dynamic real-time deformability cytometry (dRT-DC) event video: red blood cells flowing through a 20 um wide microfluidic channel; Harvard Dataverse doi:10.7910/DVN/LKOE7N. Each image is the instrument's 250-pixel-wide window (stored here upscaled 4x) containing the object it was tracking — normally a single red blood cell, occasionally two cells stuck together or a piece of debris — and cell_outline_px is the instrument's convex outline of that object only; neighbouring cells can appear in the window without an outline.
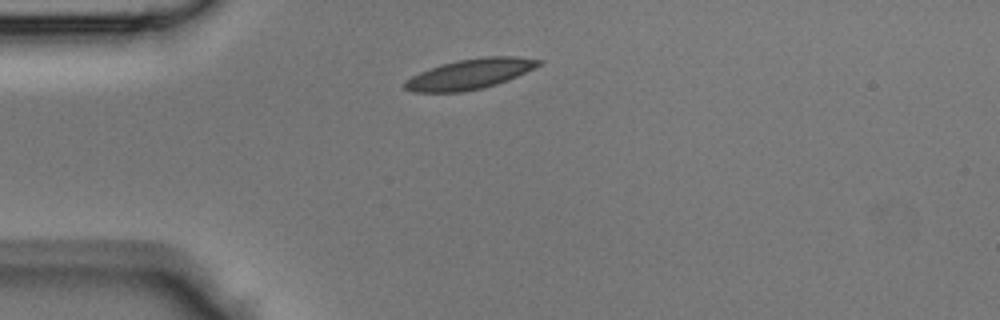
{"species": "Egyptian fruit bat (a non-hibernating species)", "species_latin": "Rousettus aegyptiacus", "temperature_condition": "room temperature", "stored_images_in_passage": 33, "camera_frame_rate_fps": 3000, "um_per_image_px": 0.085, "animal": {"sex": "male"}, "frame": {"image": 1, "passage_image": 1, "time_ms": 0.0, "image_size_px": [1000, 320], "cell_outline_px": [[544, 60], [540, 64], [516, 76], [496, 84], [484, 88], [464, 92], [412, 92], [404, 88], [404, 84], [412, 76], [420, 72], [440, 64], [456, 60], [484, 56], [516, 56]], "centroid_in_image_um": [39.93, 6.28], "position_along_channel_um": 45.1, "area_um2": 23.41}}
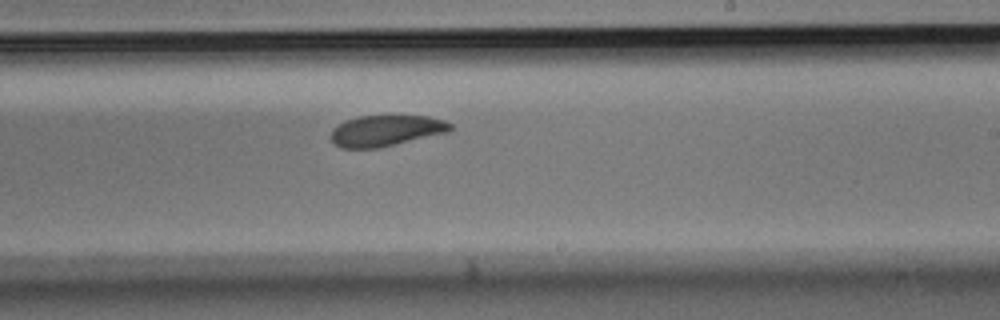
{"frame": {"image": 2, "passage_image": 16, "time_ms": 5.0, "image_size_px": [1000, 320], "cell_outline_px": [[452, 128], [448, 132], [380, 148], [340, 148], [328, 136], [332, 128], [356, 116], [428, 116], [444, 120], [452, 124]], "centroid_in_image_um": [32.79, 11.11], "position_along_channel_um": 256.2, "area_um2": 21.62}}
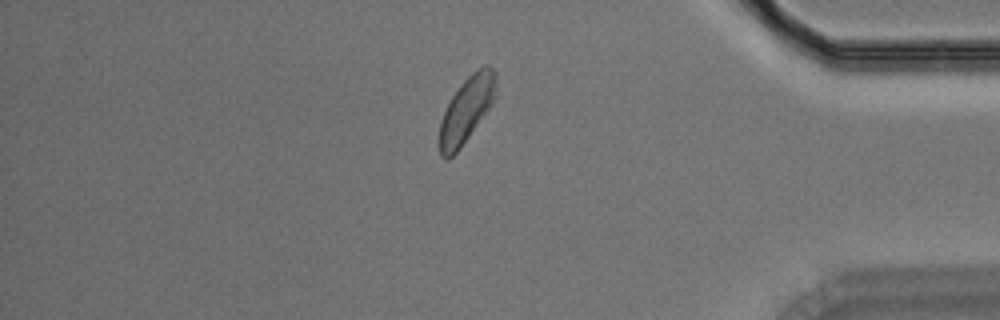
{"frame": {"image": 3, "passage_image": 27, "time_ms": 8.667, "image_size_px": [1000, 320], "cell_outline_px": [[496, 84], [492, 104], [460, 148], [448, 160], [440, 156], [440, 120], [452, 96], [460, 84], [476, 68], [484, 64], [488, 64], [496, 72]], "centroid_in_image_um": [39.66, 9.28], "position_along_channel_um": 395.5, "area_um2": 21.39}}